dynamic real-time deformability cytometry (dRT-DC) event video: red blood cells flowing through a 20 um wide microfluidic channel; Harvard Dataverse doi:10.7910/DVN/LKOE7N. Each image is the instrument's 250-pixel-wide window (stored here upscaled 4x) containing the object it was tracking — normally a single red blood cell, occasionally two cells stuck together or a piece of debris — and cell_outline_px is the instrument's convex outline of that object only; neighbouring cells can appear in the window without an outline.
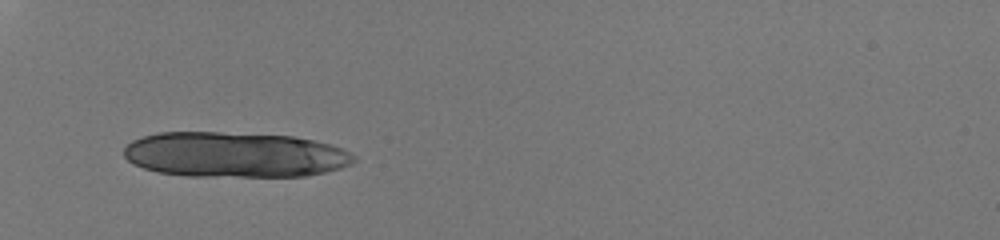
{"species": "human", "species_latin": "Homo sapiens", "temperature_condition": "room temperature", "stored_images_in_passage": 2, "segment_of_instrument_passage": [1, 2], "camera_frame_rate_fps": 3000, "um_per_image_px": 0.085, "donor": {"sex": "male"}, "frame": {"image": 1, "passage_image": 1, "time_ms": 0.0, "image_size_px": [1000, 240], "cell_outline_px": [[312, 172], [288, 176], [260, 176], [168, 172], [148, 168], [132, 160], [308, 156], [312, 168]], "centroid_in_image_um": [19.92, 14.1], "position_along_channel_um": 65.1, "area_um2": 19.36}}